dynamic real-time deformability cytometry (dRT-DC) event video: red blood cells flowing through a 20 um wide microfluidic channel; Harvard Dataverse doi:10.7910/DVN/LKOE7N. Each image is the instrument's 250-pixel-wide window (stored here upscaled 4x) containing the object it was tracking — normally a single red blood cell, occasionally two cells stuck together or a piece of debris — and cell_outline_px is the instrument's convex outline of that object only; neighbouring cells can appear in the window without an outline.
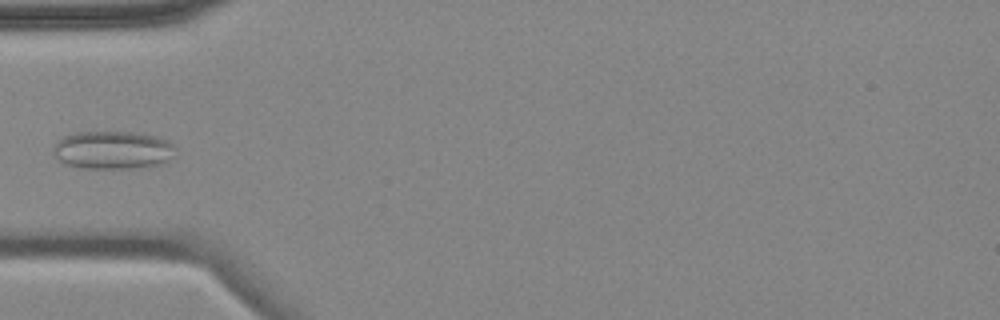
{"species": "common noctule bat (a hibernating species)", "species_latin": "Nyctalus noctula", "temperature_condition": "cold", "stored_images_in_passage": 5, "camera_frame_rate_fps": 3000, "um_per_image_px": 0.085, "animal": {"sex": "female", "body_mass_g": 18.4}, "frame": {"image": 1, "passage_image": 5, "time_ms": 4.667, "image_size_px": [1000, 320], "cell_outline_px": [[176, 148], [168, 160], [160, 164], [140, 168], [80, 168], [64, 164], [52, 152], [52, 148], [64, 136], [76, 132], [136, 132], [156, 136], [168, 140]], "centroid_in_image_um": [9.58, 12.75], "position_along_channel_um": 75.4, "area_um2": 27.17}}